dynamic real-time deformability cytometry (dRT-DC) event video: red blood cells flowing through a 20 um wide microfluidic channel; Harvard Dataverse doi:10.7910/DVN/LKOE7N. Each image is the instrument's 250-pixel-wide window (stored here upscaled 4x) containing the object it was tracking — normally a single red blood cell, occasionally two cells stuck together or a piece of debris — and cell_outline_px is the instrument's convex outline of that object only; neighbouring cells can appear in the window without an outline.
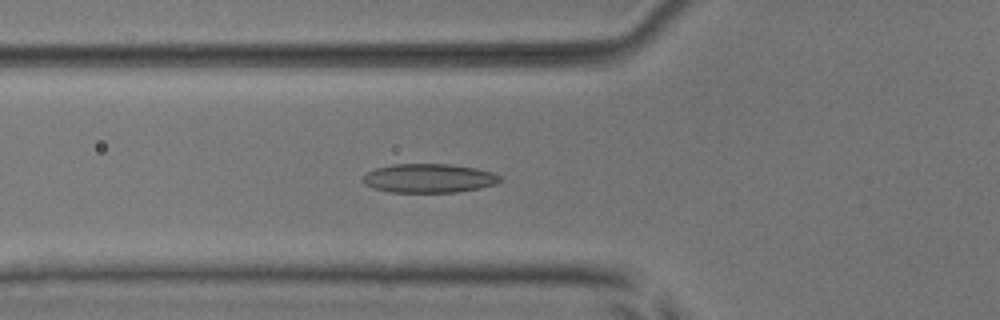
{"species": "common noctule bat (a hibernating species)", "species_latin": "Nyctalus noctula", "temperature_condition": "room temperature", "stored_images_in_passage": 21, "camera_frame_rate_fps": 3000, "um_per_image_px": 0.085, "animal": {"sex": "male", "body_mass_g": 17.9, "forearm_length_mm": 54.2}, "frame": {"image": 1, "passage_image": 9, "time_ms": 2.667, "image_size_px": [1000, 320], "cell_outline_px": [[500, 180], [496, 184], [480, 188], [456, 192], [392, 192], [372, 188], [364, 184], [360, 180], [368, 172], [376, 168], [392, 164], [448, 164], [476, 168], [492, 172], [500, 176]], "centroid_in_image_um": [36.43, 15.15], "position_along_channel_um": 89.4, "area_um2": 23.12}}
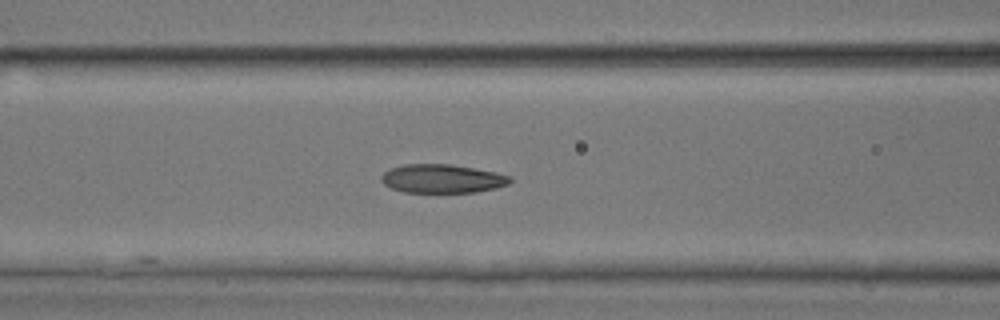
{"frame": {"image": 2, "passage_image": 12, "time_ms": 3.667, "image_size_px": [1000, 320], "cell_outline_px": [[512, 180], [508, 184], [496, 188], [476, 192], [404, 192], [392, 188], [384, 184], [380, 180], [380, 176], [388, 168], [404, 164], [448, 164], [496, 172], [512, 176]], "centroid_in_image_um": [37.57, 15.18], "position_along_channel_um": 129.0, "area_um2": 21.56}}
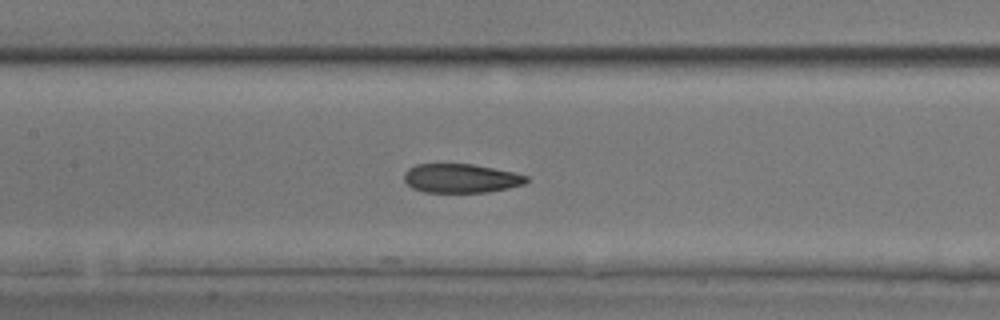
{"frame": {"image": 3, "passage_image": 15, "time_ms": 4.667, "image_size_px": [1000, 320], "cell_outline_px": [[528, 180], [524, 184], [508, 188], [488, 192], [424, 192], [412, 188], [404, 180], [404, 172], [408, 168], [416, 164], [472, 164], [512, 172], [528, 176]], "centroid_in_image_um": [39.15, 15.16], "position_along_channel_um": 168.2, "area_um2": 20.58}}